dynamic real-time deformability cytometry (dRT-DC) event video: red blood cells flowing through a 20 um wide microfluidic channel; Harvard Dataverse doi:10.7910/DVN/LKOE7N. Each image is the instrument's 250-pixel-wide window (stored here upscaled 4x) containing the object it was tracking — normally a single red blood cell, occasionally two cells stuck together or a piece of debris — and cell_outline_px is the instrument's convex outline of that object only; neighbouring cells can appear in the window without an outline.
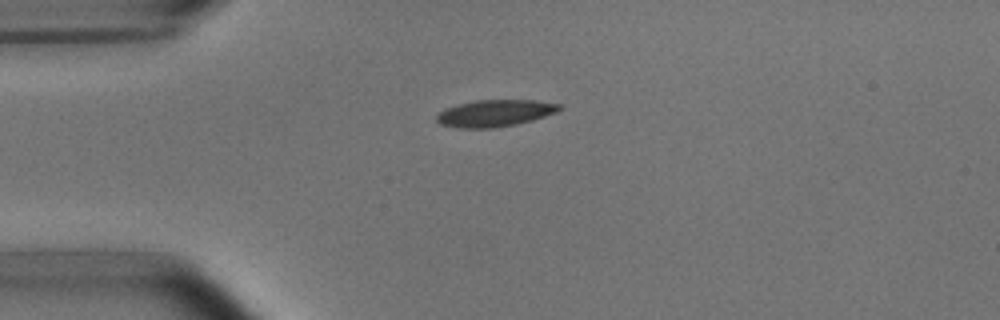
{"species": "common noctule bat (a hibernating species)", "species_latin": "Nyctalus noctula", "temperature_condition": "room temperature", "stored_images_in_passage": 3, "camera_frame_rate_fps": 3000, "um_per_image_px": 0.085, "animal": {"sex": "male", "body_mass_g": 15.6}, "frame": {"image": 1, "passage_image": 3, "time_ms": 2.333, "image_size_px": [1000, 320], "cell_outline_px": [[564, 108], [556, 112], [532, 120], [516, 124], [492, 128], [456, 128], [440, 124], [436, 120], [436, 116], [444, 108], [476, 100], [532, 100], [560, 104]], "centroid_in_image_um": [42.05, 9.62], "position_along_channel_um": 42.9, "area_um2": 19.13}}